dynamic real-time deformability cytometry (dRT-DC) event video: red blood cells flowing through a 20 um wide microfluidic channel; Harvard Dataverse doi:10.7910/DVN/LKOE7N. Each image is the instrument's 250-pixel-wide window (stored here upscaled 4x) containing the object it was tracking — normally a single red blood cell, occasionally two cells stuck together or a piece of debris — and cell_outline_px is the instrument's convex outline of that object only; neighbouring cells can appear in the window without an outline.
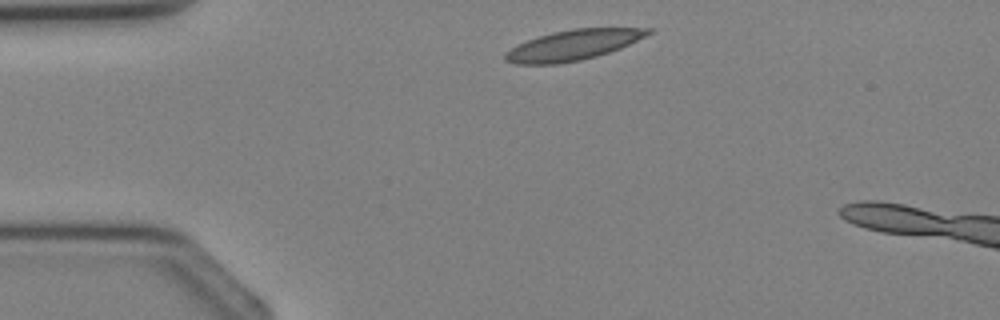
{"species": "Egyptian fruit bat (a non-hibernating species)", "species_latin": "Rousettus aegyptiacus", "temperature_condition": "cold", "stored_images_in_passage": 3, "camera_frame_rate_fps": 3000, "um_per_image_px": 0.085, "animal": {"sex": "female"}, "frame": {"image": 1, "passage_image": 1, "time_ms": 0.0, "image_size_px": [1000, 320], "cell_outline_px": [[656, 32], [620, 48], [596, 56], [580, 60], [556, 64], [516, 64], [504, 60], [504, 52], [516, 44], [552, 32], [572, 28], [652, 28]], "centroid_in_image_um": [48.72, 3.82], "position_along_channel_um": 36.3, "area_um2": 25.32}}